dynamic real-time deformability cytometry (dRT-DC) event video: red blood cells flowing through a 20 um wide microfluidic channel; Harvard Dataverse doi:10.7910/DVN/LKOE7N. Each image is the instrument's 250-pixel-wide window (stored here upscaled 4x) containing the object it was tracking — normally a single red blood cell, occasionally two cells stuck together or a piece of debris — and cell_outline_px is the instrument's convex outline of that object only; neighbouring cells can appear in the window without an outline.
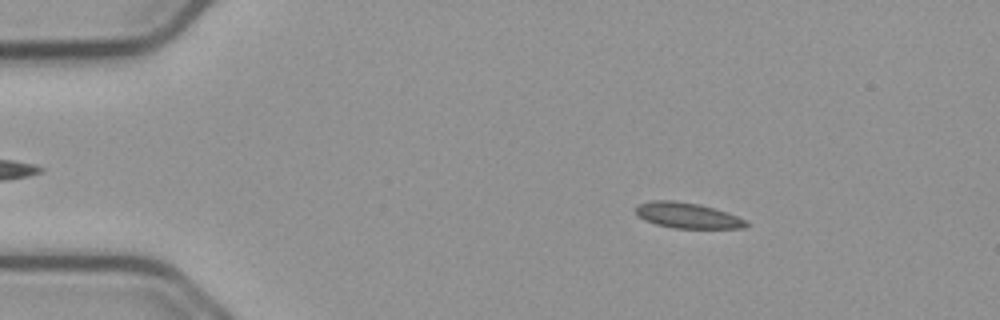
{"species": "common noctule bat (a hibernating species)", "species_latin": "Nyctalus noctula", "temperature_condition": "cold", "stored_images_in_passage": 55, "camera_frame_rate_fps": 3000, "um_per_image_px": 0.085, "animal": {"sex": "male", "body_mass_g": 23.1, "forearm_length_mm": 52.7}, "frame": {"image": 1, "passage_image": 9, "time_ms": 2.667, "image_size_px": [1000, 320], "cell_outline_px": [[752, 224], [744, 228], [676, 228], [656, 224], [644, 220], [636, 212], [636, 208], [640, 204], [652, 200], [672, 200], [700, 204], [728, 212]], "centroid_in_image_um": [58.47, 18.31], "position_along_channel_um": 26.5, "area_um2": 16.36}}
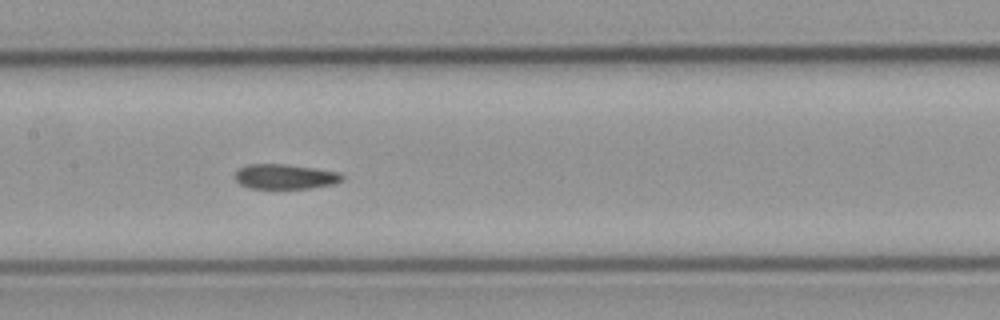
{"frame": {"image": 2, "passage_image": 27, "time_ms": 8.667, "image_size_px": [1000, 320], "cell_outline_px": [[344, 180], [336, 184], [308, 188], [248, 188], [240, 184], [236, 180], [236, 172], [240, 168], [248, 164], [284, 164], [340, 172], [344, 176]], "centroid_in_image_um": [24.27, 15.01], "position_along_channel_um": 183.1, "area_um2": 15.49}}
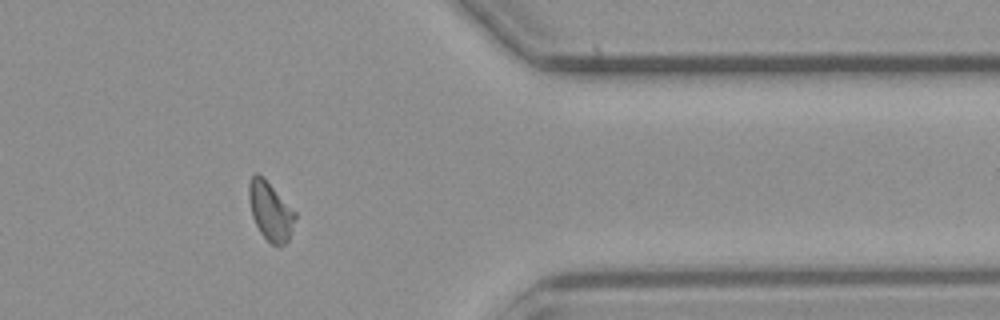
{"frame": {"image": 3, "passage_image": 45, "time_ms": 14.667, "image_size_px": [1000, 320], "cell_outline_px": [[296, 216], [288, 240], [280, 248], [272, 244], [260, 232], [252, 216], [248, 200], [248, 184], [252, 176], [256, 172], [296, 212]], "centroid_in_image_um": [22.96, 17.99], "position_along_channel_um": 388.4, "area_um2": 15.37}, "authors_computed_cell_mechanics": {"area_um2": 16.0684, "velocity_mm_per_s": 3.7343, "shape_relaxation_time_tau1_ms": null, "shape_relaxation_time_tau2_ms": 6.1955, "deformation_change_tau1": null, "deformation_change_tau2": 0.096}}